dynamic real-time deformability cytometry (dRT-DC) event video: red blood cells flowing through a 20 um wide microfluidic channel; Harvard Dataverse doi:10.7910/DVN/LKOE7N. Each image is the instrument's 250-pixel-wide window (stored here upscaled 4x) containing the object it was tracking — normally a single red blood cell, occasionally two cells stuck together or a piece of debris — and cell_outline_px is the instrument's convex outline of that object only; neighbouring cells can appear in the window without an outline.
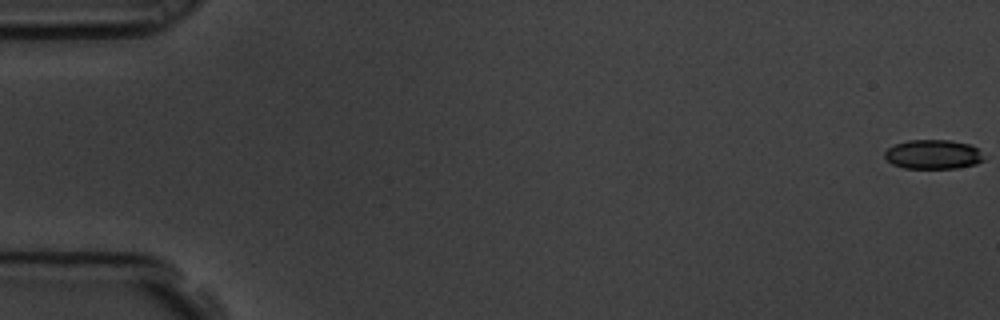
{"species": "common noctule bat (a hibernating species)", "species_latin": "Nyctalus noctula", "temperature_condition": "room temperature", "stored_images_in_passage": 6, "camera_frame_rate_fps": 3000, "um_per_image_px": 0.085, "animal": {"sex": "male", "body_mass_g": 19.5, "forearm_length_mm": 54.6}, "frame": {"image": 1, "passage_image": 1, "time_ms": 0.0, "image_size_px": [1000, 320], "cell_outline_px": [[984, 160], [976, 164], [956, 168], [904, 168], [892, 164], [884, 156], [884, 152], [888, 148], [896, 144], [908, 140], [952, 140], [968, 144], [976, 148], [984, 156]], "centroid_in_image_um": [79.31, 13.12], "position_along_channel_um": 5.7, "area_um2": 16.88}}
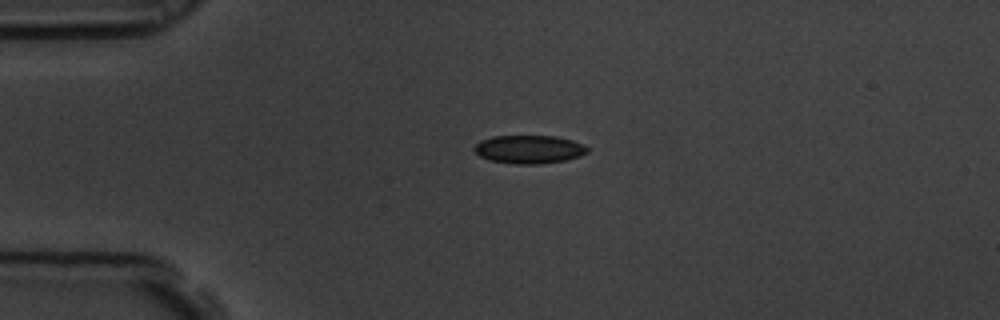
{"frame": {"image": 2, "passage_image": 5, "time_ms": 1.333, "image_size_px": [1000, 320], "cell_outline_px": [[588, 152], [580, 156], [564, 160], [540, 164], [516, 164], [488, 160], [480, 156], [472, 148], [480, 140], [492, 136], [556, 136], [572, 140], [584, 144], [588, 148]], "centroid_in_image_um": [44.96, 12.69], "position_along_channel_um": 40.0, "area_um2": 18.73}}